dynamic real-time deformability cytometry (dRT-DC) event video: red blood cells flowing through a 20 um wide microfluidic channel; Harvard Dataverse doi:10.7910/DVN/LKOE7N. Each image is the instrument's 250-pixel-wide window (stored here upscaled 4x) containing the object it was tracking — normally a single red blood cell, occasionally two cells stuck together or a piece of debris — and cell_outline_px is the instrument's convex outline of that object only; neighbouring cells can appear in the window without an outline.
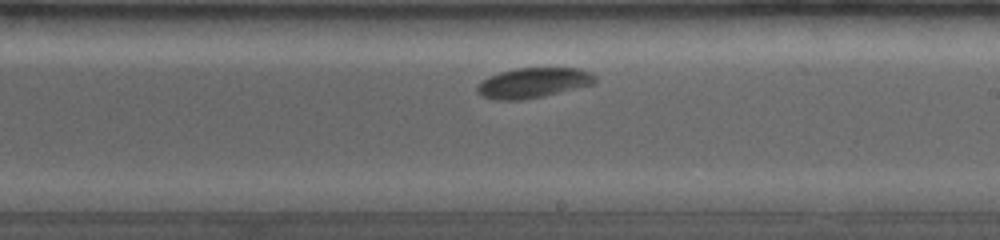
{"species": "common noctule bat (a hibernating species)", "species_latin": "Nyctalus noctula", "temperature_condition": "room temperature", "stored_images_in_passage": 20, "camera_frame_rate_fps": 4000, "um_per_image_px": 0.085, "animal": {"sex": "female", "body_mass_g": 19.0, "forearm_length_mm": 53.3}, "frame": {"image": 1, "passage_image": 15, "time_ms": 4.75, "image_size_px": [1000, 240], "cell_outline_px": [[596, 80], [592, 84], [544, 96], [520, 100], [492, 100], [476, 92], [476, 84], [500, 72], [516, 68], [580, 68], [592, 72], [596, 76]], "centroid_in_image_um": [45.32, 7.04], "position_along_channel_um": 243.7, "area_um2": 20.63}}
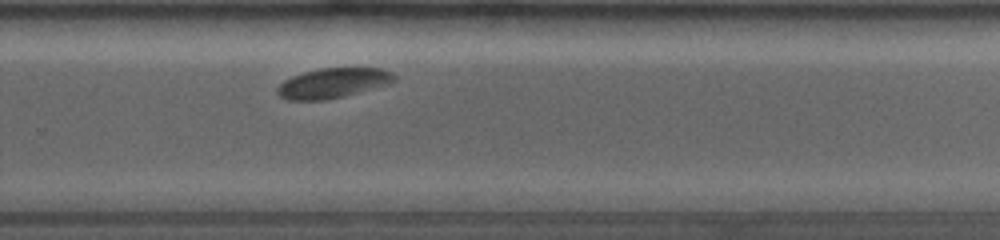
{"frame": {"image": 2, "passage_image": 20, "time_ms": 6.25, "image_size_px": [1000, 240], "cell_outline_px": [[396, 80], [388, 84], [344, 96], [328, 100], [288, 100], [280, 96], [276, 92], [276, 88], [284, 80], [292, 76], [304, 72], [320, 68], [380, 68], [392, 72], [396, 76]], "centroid_in_image_um": [28.29, 7.06], "position_along_channel_um": 301.5, "area_um2": 20.4}}